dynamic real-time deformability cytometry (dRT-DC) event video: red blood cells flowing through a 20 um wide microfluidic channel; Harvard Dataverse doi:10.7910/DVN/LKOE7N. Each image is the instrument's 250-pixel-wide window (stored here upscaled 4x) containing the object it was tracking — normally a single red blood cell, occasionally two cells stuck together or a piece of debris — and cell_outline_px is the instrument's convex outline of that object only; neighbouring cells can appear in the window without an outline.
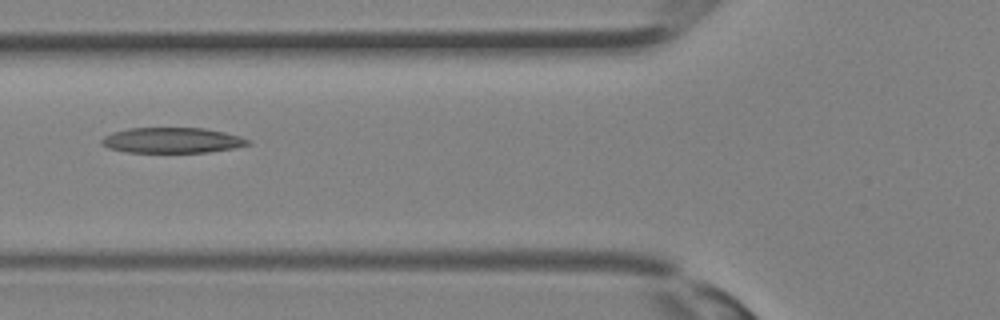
{"species": "Egyptian fruit bat (a non-hibernating species)", "species_latin": "Rousettus aegyptiacus", "temperature_condition": "room temperature", "stored_images_in_passage": 26, "camera_frame_rate_fps": 3000, "um_per_image_px": 0.085, "animal": {"sex": "female"}, "frame": {"image": 1, "passage_image": 5, "time_ms": 1.333, "image_size_px": [1000, 320], "cell_outline_px": [[252, 144], [236, 148], [208, 152], [124, 152], [108, 148], [100, 144], [100, 140], [104, 136], [112, 132], [128, 128], [204, 128], [224, 132], [240, 136], [248, 140]], "centroid_in_image_um": [14.61, 11.93], "position_along_channel_um": 111.2, "area_um2": 21.85}}
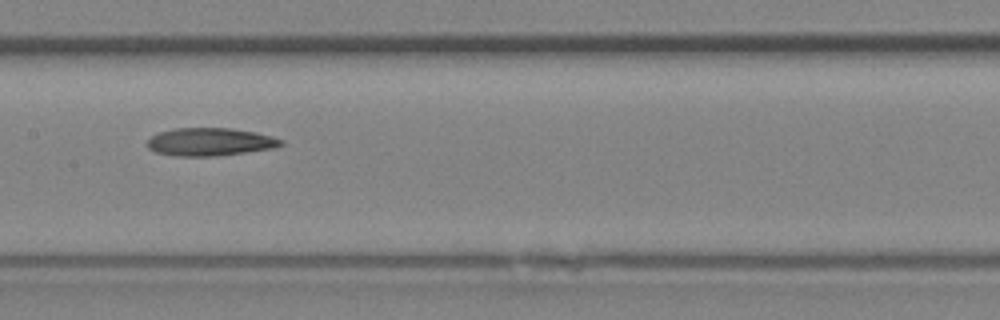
{"frame": {"image": 2, "passage_image": 9, "time_ms": 2.667, "image_size_px": [1000, 320], "cell_outline_px": [[284, 144], [276, 148], [216, 156], [172, 156], [156, 152], [148, 148], [148, 140], [152, 136], [160, 132], [172, 128], [232, 128], [256, 132], [272, 136], [284, 140]], "centroid_in_image_um": [17.89, 12.06], "position_along_channel_um": 189.5, "area_um2": 21.91}}
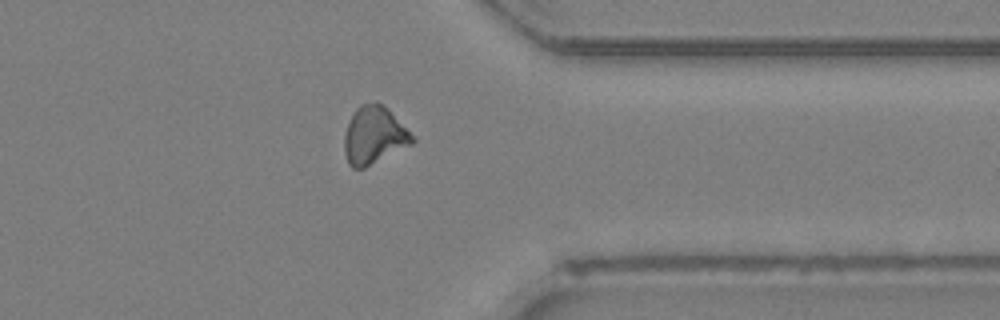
{"frame": {"image": 3, "passage_image": 19, "time_ms": 6.0, "image_size_px": [1000, 320], "cell_outline_px": [[416, 140], [412, 144], [364, 168], [352, 168], [348, 164], [344, 152], [344, 136], [348, 124], [356, 108], [360, 104], [376, 100]], "centroid_in_image_um": [31.73, 11.54], "position_along_channel_um": 379.7, "area_um2": 22.14}}